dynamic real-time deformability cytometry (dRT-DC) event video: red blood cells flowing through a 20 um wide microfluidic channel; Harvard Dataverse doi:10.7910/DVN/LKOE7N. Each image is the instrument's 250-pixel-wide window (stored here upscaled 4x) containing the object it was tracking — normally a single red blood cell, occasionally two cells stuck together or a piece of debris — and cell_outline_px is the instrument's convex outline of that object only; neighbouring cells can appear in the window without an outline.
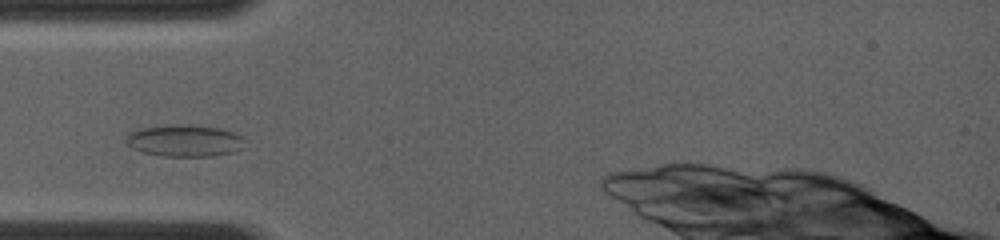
{"species": "common noctule bat (a hibernating species)", "species_latin": "Nyctalus noctula", "temperature_condition": "room temperature", "stored_images_in_passage": 1, "camera_frame_rate_fps": 4000, "um_per_image_px": 0.085, "animal": {"sex": "female", "body_mass_g": 19.0, "forearm_length_mm": 56.7}, "frame": {"image": 1, "passage_image": 1, "time_ms": 0.0, "image_size_px": [1000, 240], "cell_outline_px": [[248, 140], [240, 148], [232, 152], [212, 156], [160, 156], [144, 152], [132, 148], [124, 140], [124, 136], [128, 132], [140, 128], [168, 124], [188, 124], [220, 128], [244, 136]], "centroid_in_image_um": [15.67, 11.94], "position_along_channel_um": 69.3, "area_um2": 22.43}}